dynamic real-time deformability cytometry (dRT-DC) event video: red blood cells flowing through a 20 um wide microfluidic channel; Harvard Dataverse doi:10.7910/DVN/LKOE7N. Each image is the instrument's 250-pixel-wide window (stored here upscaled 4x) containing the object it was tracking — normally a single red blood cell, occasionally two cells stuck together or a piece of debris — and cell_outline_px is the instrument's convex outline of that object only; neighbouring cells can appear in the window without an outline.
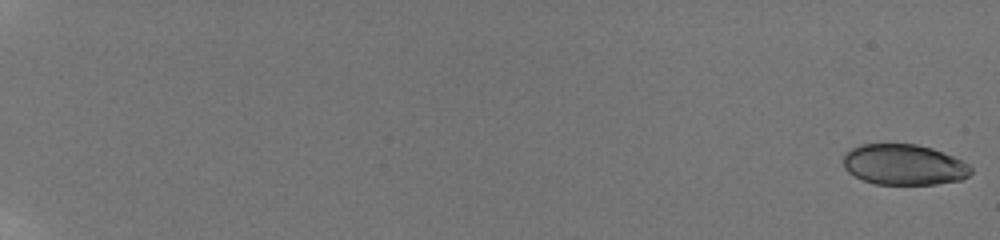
{"species": "human", "species_latin": "Homo sapiens", "temperature_condition": "room temperature", "stored_images_in_passage": 76, "camera_frame_rate_fps": 3000, "um_per_image_px": 0.085, "donor": {"sex": "male"}, "frame": {"image": 1, "passage_image": 1, "time_ms": 0.0, "image_size_px": [1000, 240], "cell_outline_px": [[972, 172], [968, 176], [960, 180], [936, 184], [876, 184], [864, 180], [848, 172], [844, 168], [844, 152], [860, 144], [916, 144], [932, 148], [952, 156], [968, 164], [972, 168]], "centroid_in_image_um": [76.82, 13.99], "position_along_channel_um": 8.2, "area_um2": 30.17}}
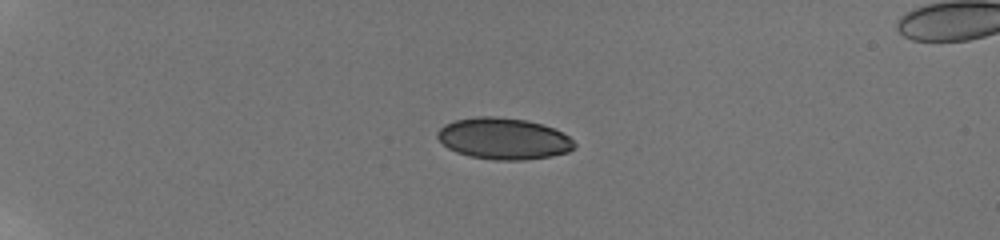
{"frame": {"image": 2, "passage_image": 40, "time_ms": 5.667, "image_size_px": [1000, 240], "cell_outline_px": [[576, 144], [568, 152], [552, 156], [524, 160], [496, 160], [468, 156], [456, 152], [448, 148], [436, 136], [436, 132], [444, 124], [456, 120], [476, 116], [496, 116], [528, 120], [552, 128], [568, 136]], "centroid_in_image_um": [42.77, 11.78], "position_along_channel_um": 42.2, "area_um2": 33.06}}
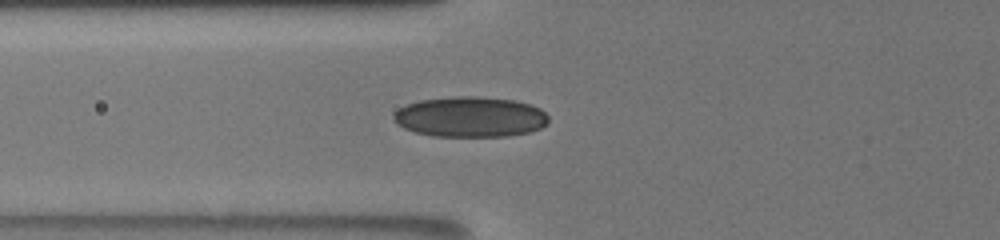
{"frame": {"image": 3, "passage_image": 62, "time_ms": 8.667, "image_size_px": [1000, 240], "cell_outline_px": [[548, 124], [540, 128], [528, 132], [508, 136], [432, 136], [416, 132], [404, 128], [396, 124], [392, 120], [392, 116], [400, 108], [408, 104], [420, 100], [452, 96], [480, 96], [516, 100], [540, 108], [548, 116]], "centroid_in_image_um": [39.97, 9.93], "position_along_channel_um": 85.8, "area_um2": 36.65}}